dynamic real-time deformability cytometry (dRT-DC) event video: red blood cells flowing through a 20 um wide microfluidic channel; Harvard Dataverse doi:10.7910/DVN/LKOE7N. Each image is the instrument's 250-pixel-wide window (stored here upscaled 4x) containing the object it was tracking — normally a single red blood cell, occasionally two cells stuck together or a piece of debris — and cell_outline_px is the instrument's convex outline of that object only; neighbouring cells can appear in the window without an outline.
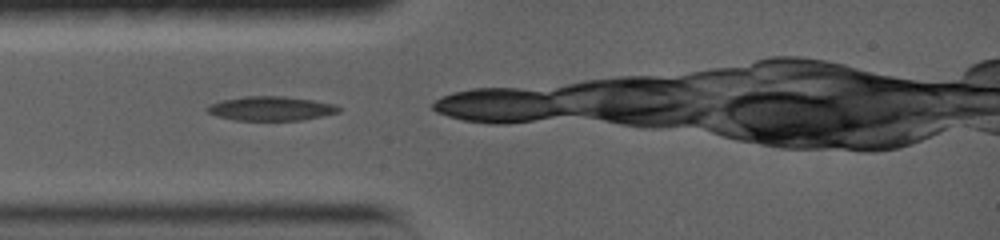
{"species": "common noctule bat (a hibernating species)", "species_latin": "Nyctalus noctula", "temperature_condition": "warm", "stored_images_in_passage": 24, "camera_frame_rate_fps": 5000, "um_per_image_px": 0.085, "animal": {"sex": "female", "body_mass_g": 19.0, "forearm_length_mm": 56.7}, "frame": {"image": 1, "passage_image": 1, "time_ms": 0.0, "image_size_px": [1000, 240], "cell_outline_px": [[340, 112], [304, 120], [236, 120], [216, 116], [208, 112], [204, 108], [208, 104], [220, 100], [244, 96], [284, 96], [312, 100], [336, 104], [340, 108]], "centroid_in_image_um": [23.0, 9.22], "position_along_channel_um": 62.0, "area_um2": 18.73}}